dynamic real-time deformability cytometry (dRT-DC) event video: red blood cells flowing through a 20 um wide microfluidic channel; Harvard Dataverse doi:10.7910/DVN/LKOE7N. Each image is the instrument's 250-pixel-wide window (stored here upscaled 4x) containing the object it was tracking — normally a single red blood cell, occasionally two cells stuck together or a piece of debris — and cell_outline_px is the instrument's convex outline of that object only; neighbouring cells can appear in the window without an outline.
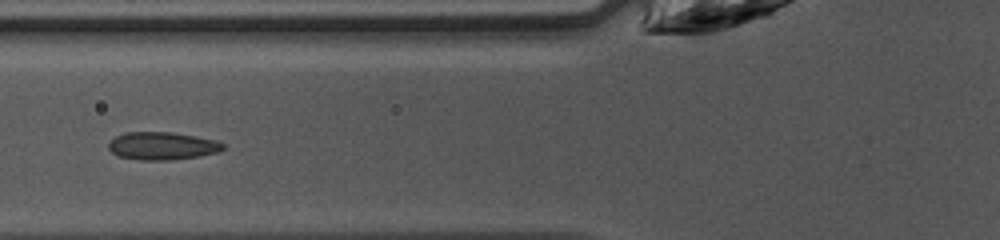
{"species": "common noctule bat (a hibernating species)", "species_latin": "Nyctalus noctula", "temperature_condition": "warm", "stored_images_in_passage": 35, "camera_frame_rate_fps": 3000, "um_per_image_px": 0.085, "animal": {"sex": "female", "body_mass_g": 10.0, "forearm_length_mm": 53.1}, "frame": {"image": 1, "passage_image": 6, "time_ms": 1.667, "image_size_px": [1000, 240], "cell_outline_px": [[224, 148], [216, 152], [200, 156], [168, 160], [140, 160], [116, 156], [108, 148], [108, 144], [116, 136], [124, 132], [172, 132], [196, 136], [216, 140], [224, 144]], "centroid_in_image_um": [13.76, 12.4], "position_along_channel_um": 112.0, "area_um2": 18.55}}
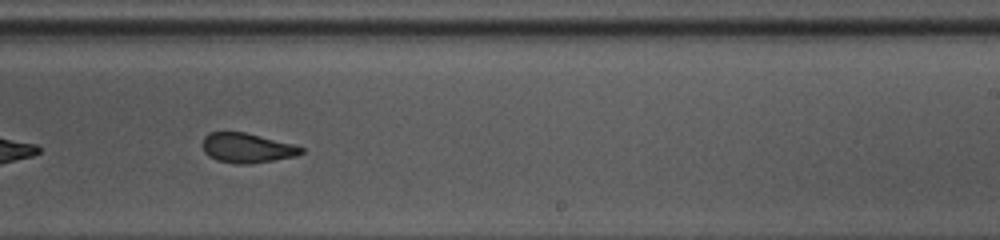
{"frame": {"image": 2, "passage_image": 17, "time_ms": 5.333, "image_size_px": [1000, 240], "cell_outline_px": [[304, 152], [296, 156], [252, 164], [236, 164], [216, 160], [208, 156], [204, 152], [204, 136], [208, 132], [244, 132], [296, 144], [304, 148]], "centroid_in_image_um": [21.03, 12.58], "position_along_channel_um": 268.0, "area_um2": 17.22}}
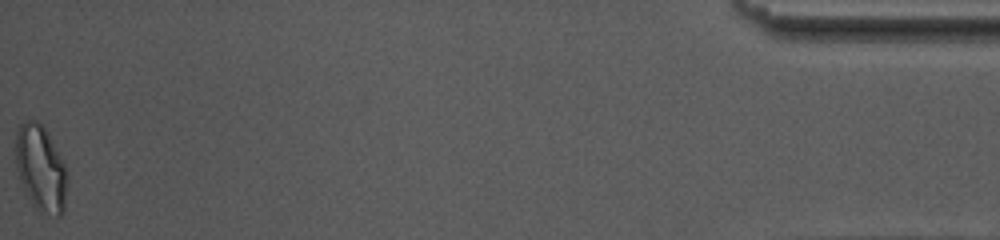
{"frame": {"image": 3, "passage_image": 35, "time_ms": 11.333, "image_size_px": [1000, 240], "cell_outline_px": [[68, 184], [64, 212], [60, 216], [56, 216], [40, 212], [32, 204], [20, 180], [16, 168], [16, 132], [20, 124], [24, 120], [36, 120], [44, 128], [64, 164], [68, 176]], "centroid_in_image_um": [3.48, 14.35], "position_along_channel_um": 431.7, "area_um2": 25.78}, "authors_computed_cell_mechanics": {"area_um2": 18.3804, "velocity_mm_per_s": 4.2406, "shape_relaxation_time_tau1_ms": 10.2504, "shape_relaxation_time_tau2_ms": 0.9474, "deformation_change_tau1": 0.1988, "deformation_change_tau2": 0.0691}}